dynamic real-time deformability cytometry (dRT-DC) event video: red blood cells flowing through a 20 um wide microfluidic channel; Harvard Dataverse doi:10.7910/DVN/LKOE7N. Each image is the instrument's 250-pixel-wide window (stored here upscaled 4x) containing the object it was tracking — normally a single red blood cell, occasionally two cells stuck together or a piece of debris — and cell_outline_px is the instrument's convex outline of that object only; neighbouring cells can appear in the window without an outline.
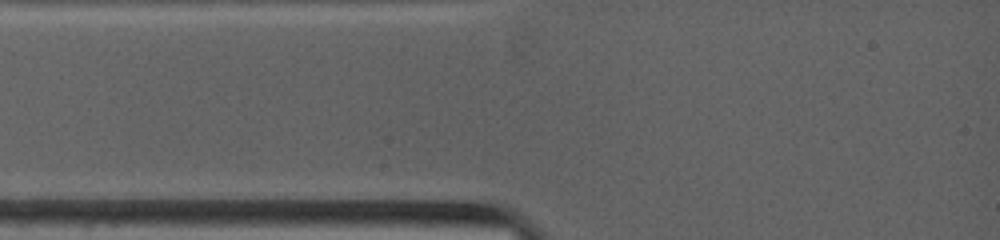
{"species": "common noctule bat (a hibernating species)", "species_latin": "Nyctalus noctula", "temperature_condition": "warm", "stored_images_in_passage": 1, "camera_frame_rate_fps": 4500, "um_per_image_px": 0.085, "animal": {"sex": "female", "body_mass_g": 19.0, "forearm_length_mm": 53.3}, "frame": {"image": 1, "passage_image": 1, "time_ms": 0.0, "image_size_px": [1000, 240], "cell_outline_px": [[584, 88], [556, 104], [488, 140], [476, 120], [476, 96], [516, 80], [572, 76], [580, 76]], "centroid_in_image_um": [44.32, 8.65], "position_along_channel_um": 40.7, "area_um2": 26.88}}